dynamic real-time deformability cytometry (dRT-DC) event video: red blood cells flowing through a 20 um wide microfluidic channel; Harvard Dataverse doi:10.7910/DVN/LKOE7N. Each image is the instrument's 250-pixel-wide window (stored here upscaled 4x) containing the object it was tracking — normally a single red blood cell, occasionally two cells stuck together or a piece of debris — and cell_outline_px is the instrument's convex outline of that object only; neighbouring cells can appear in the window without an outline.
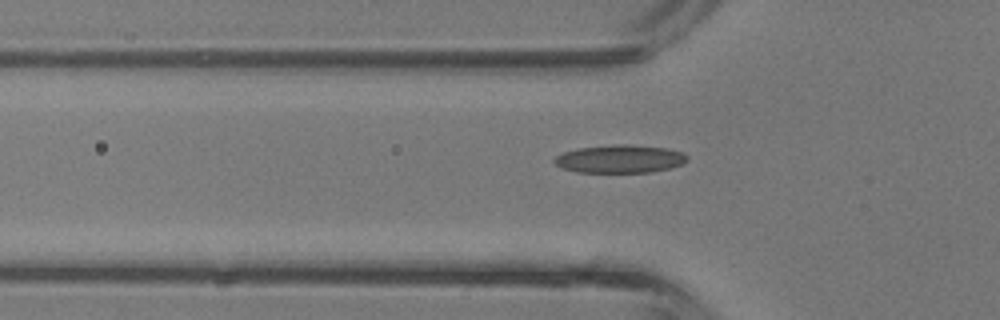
{"species": "common noctule bat (a hibernating species)", "species_latin": "Nyctalus noctula", "temperature_condition": "room temperature", "stored_images_in_passage": 3, "camera_frame_rate_fps": 3000, "um_per_image_px": 0.085, "animal": {"sex": "male", "body_mass_g": 13.3}, "frame": {"image": 1, "passage_image": 3, "time_ms": 0.667, "image_size_px": [1000, 320], "cell_outline_px": [[688, 160], [684, 164], [668, 168], [648, 172], [576, 172], [560, 168], [552, 160], [556, 156], [564, 152], [580, 148], [616, 144], [628, 144], [664, 148], [684, 152], [688, 156]], "centroid_in_image_um": [52.69, 13.51], "position_along_channel_um": 73.1, "area_um2": 21.68}}